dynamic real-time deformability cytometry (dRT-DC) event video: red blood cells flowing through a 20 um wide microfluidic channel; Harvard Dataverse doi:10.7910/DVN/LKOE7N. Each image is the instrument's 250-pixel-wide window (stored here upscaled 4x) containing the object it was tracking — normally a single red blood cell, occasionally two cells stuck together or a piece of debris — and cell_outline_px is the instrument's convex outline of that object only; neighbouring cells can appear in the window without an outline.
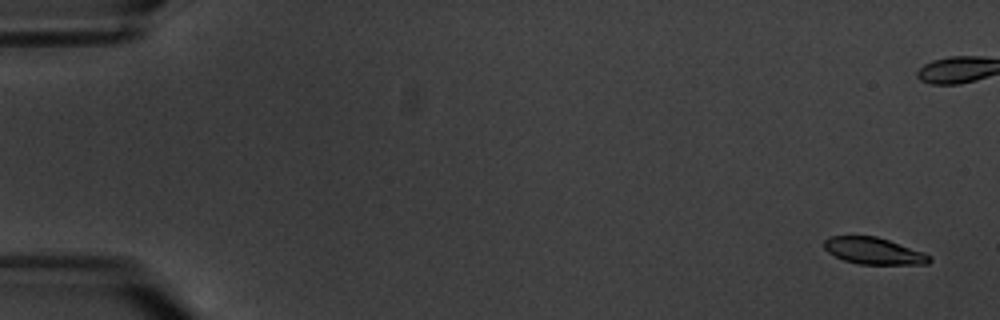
{"species": "common noctule bat (a hibernating species)", "species_latin": "Nyctalus noctula", "temperature_condition": "warm", "stored_images_in_passage": 9, "camera_frame_rate_fps": 3000, "um_per_image_px": 0.085, "animal": {"sex": "male", "body_mass_g": 20.1, "forearm_length_mm": 53.5}, "frame": {"image": 1, "passage_image": 1, "time_ms": 0.0, "image_size_px": [1000, 320], "cell_outline_px": [[932, 260], [928, 264], [860, 264], [844, 260], [828, 252], [824, 248], [824, 240], [832, 236], [876, 236], [924, 252], [932, 256]], "centroid_in_image_um": [74.29, 21.33], "position_along_channel_um": 10.7, "area_um2": 16.3}}